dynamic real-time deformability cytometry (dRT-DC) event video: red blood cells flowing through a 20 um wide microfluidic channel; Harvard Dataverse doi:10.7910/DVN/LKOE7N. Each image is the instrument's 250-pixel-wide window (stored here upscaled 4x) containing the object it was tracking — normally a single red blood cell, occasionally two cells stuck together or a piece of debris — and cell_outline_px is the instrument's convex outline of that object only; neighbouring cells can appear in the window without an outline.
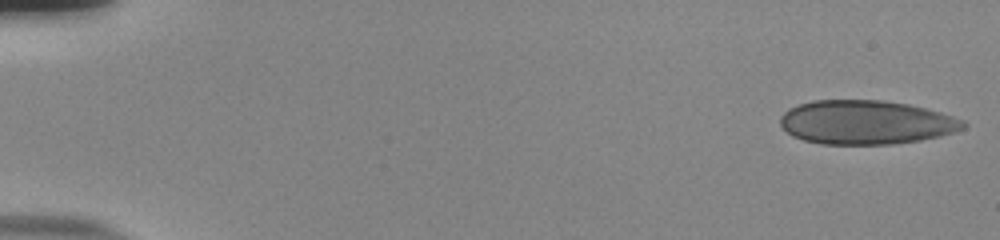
{"species": "human", "species_latin": "Homo sapiens", "temperature_condition": "room temperature", "stored_images_in_passage": 52, "camera_frame_rate_fps": 3000, "um_per_image_px": 0.085, "donor": {"sex": "male"}, "frame": {"image": 1, "passage_image": 1, "time_ms": 0.0, "image_size_px": [1000, 240], "cell_outline_px": [[968, 124], [964, 128], [940, 136], [920, 140], [892, 144], [820, 144], [804, 140], [792, 136], [780, 124], [780, 116], [788, 108], [812, 100], [880, 100], [908, 104], [940, 112], [964, 120]], "centroid_in_image_um": [73.6, 10.4], "position_along_channel_um": 11.4, "area_um2": 46.88}}
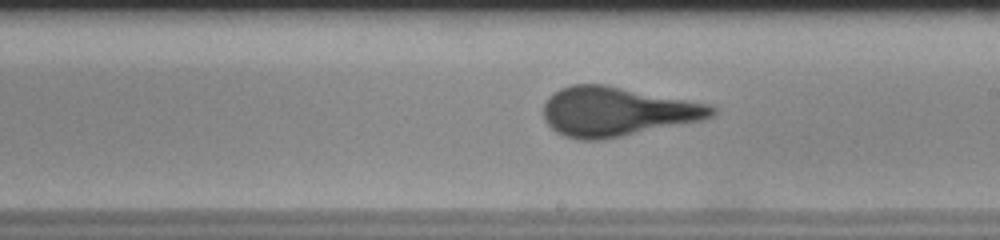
{"frame": {"image": 2, "passage_image": 31, "time_ms": 10.0, "image_size_px": [1000, 240], "cell_outline_px": [[716, 112], [712, 116], [700, 120], [604, 140], [580, 140], [564, 136], [556, 132], [544, 120], [544, 104], [548, 96], [560, 88], [572, 84], [604, 84], [708, 104], [716, 108]], "centroid_in_image_um": [52.38, 9.49], "position_along_channel_um": 236.6, "area_um2": 48.09}}
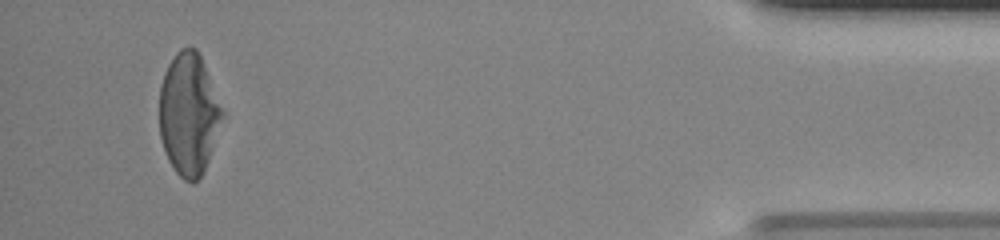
{"frame": {"image": 3, "passage_image": 50, "time_ms": 16.333, "image_size_px": [1000, 240], "cell_outline_px": [[224, 116], [204, 172], [192, 184], [184, 180], [176, 172], [168, 160], [160, 136], [160, 84], [164, 72], [168, 64], [176, 52], [180, 48], [196, 48], [204, 64], [224, 112]], "centroid_in_image_um": [16.04, 9.71], "position_along_channel_um": 419.2, "area_um2": 44.56}, "authors_computed_cell_mechanics": {"area_um2": 46.818, "velocity_mm_per_s": 3.8716, "shape_relaxation_time_tau1_ms": 7.8724, "shape_relaxation_time_tau2_ms": null, "deformation_change_tau1": 0.2093, "deformation_change_tau2": null}}